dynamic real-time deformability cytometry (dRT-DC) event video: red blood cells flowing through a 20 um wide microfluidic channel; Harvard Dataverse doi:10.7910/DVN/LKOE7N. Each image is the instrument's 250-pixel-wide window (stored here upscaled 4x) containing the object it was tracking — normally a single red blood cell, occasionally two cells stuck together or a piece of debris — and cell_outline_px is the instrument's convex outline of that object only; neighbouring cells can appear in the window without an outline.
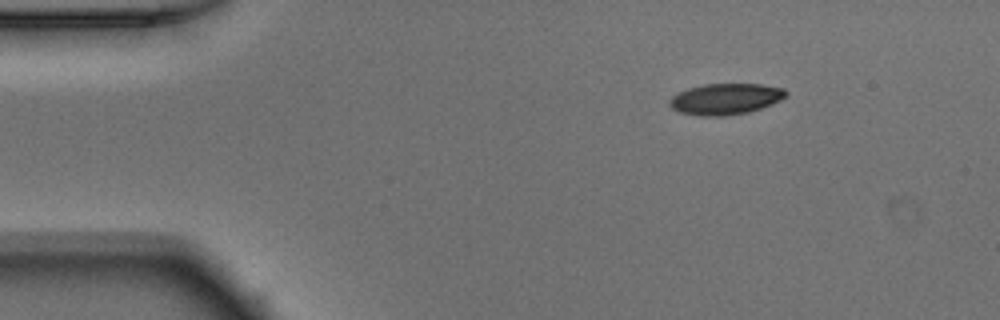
{"species": "Egyptian fruit bat (a non-hibernating species)", "species_latin": "Rousettus aegyptiacus", "temperature_condition": "warm", "stored_images_in_passage": 45, "camera_frame_rate_fps": 3000, "um_per_image_px": 0.085, "animal": {"sex": "male"}, "frame": {"image": 1, "passage_image": 1, "time_ms": 0.0, "image_size_px": [1000, 320], "cell_outline_px": [[788, 92], [780, 100], [772, 104], [748, 112], [724, 116], [700, 116], [680, 112], [672, 108], [668, 104], [668, 100], [672, 96], [688, 88], [704, 84], [760, 84], [784, 88]], "centroid_in_image_um": [61.65, 8.41], "position_along_channel_um": 23.4, "area_um2": 21.04}}
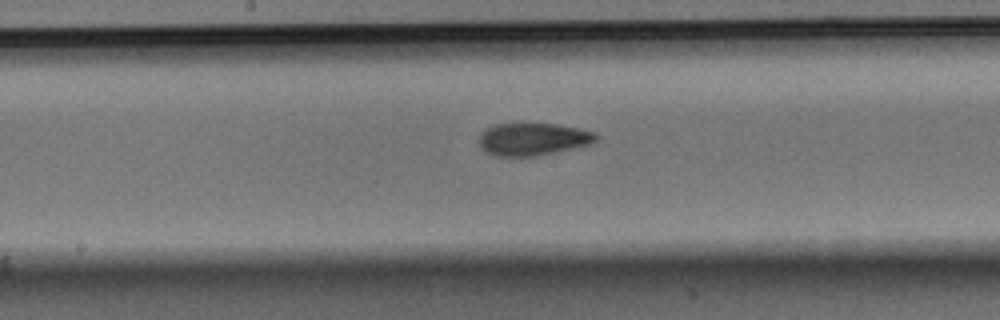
{"frame": {"image": 2, "passage_image": 20, "time_ms": 6.333, "image_size_px": [1000, 320], "cell_outline_px": [[600, 136], [592, 144], [536, 156], [496, 156], [484, 152], [480, 144], [480, 136], [488, 128], [496, 124], [524, 120], [556, 124], [596, 132]], "centroid_in_image_um": [45.31, 11.78], "position_along_channel_um": 202.9, "area_um2": 22.83}}
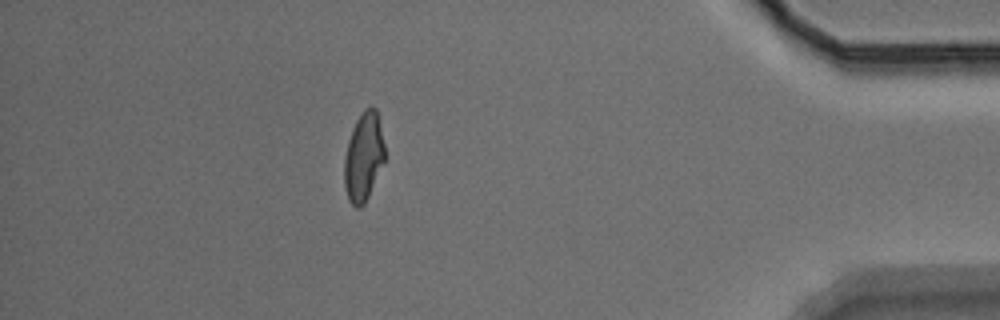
{"frame": {"image": 3, "passage_image": 39, "time_ms": 12.667, "image_size_px": [1000, 320], "cell_outline_px": [[384, 160], [368, 196], [364, 204], [360, 208], [356, 208], [348, 200], [344, 184], [344, 156], [348, 140], [352, 128], [356, 120], [364, 108], [372, 104], [376, 108], [384, 144]], "centroid_in_image_um": [30.88, 13.31], "position_along_channel_um": 404.3, "area_um2": 20.87}, "authors_computed_cell_mechanics": {"area_um2": 21.5594, "velocity_mm_per_s": 3.9228, "shape_relaxation_time_tau1_ms": 5.6105, "shape_relaxation_time_tau2_ms": 1.952, "deformation_change_tau1": 0.1582, "deformation_change_tau2": 0.0772}}